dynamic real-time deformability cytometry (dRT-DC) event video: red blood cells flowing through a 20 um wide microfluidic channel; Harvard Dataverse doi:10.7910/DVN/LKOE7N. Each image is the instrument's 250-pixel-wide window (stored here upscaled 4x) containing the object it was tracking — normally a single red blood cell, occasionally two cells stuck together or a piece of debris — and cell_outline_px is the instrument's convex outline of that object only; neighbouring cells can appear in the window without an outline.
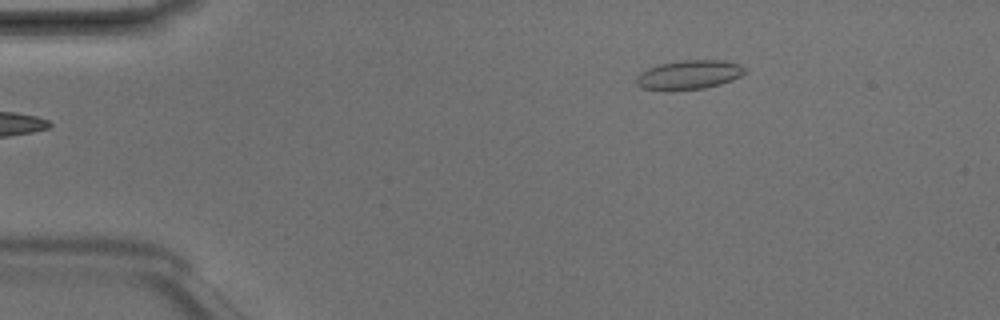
{"species": "Egyptian fruit bat (a non-hibernating species)", "species_latin": "Rousettus aegyptiacus", "temperature_condition": "room temperature", "stored_images_in_passage": 6, "camera_frame_rate_fps": 3000, "um_per_image_px": 0.085, "animal": {"sex": "male"}, "frame": {"image": 1, "passage_image": 6, "time_ms": 1.667, "image_size_px": [1000, 320], "cell_outline_px": [[748, 72], [732, 80], [720, 84], [704, 88], [672, 92], [664, 92], [644, 88], [636, 84], [636, 76], [640, 72], [648, 68], [660, 64], [680, 60], [724, 60], [740, 64]], "centroid_in_image_um": [58.54, 6.38], "position_along_channel_um": 26.5, "area_um2": 18.9}}